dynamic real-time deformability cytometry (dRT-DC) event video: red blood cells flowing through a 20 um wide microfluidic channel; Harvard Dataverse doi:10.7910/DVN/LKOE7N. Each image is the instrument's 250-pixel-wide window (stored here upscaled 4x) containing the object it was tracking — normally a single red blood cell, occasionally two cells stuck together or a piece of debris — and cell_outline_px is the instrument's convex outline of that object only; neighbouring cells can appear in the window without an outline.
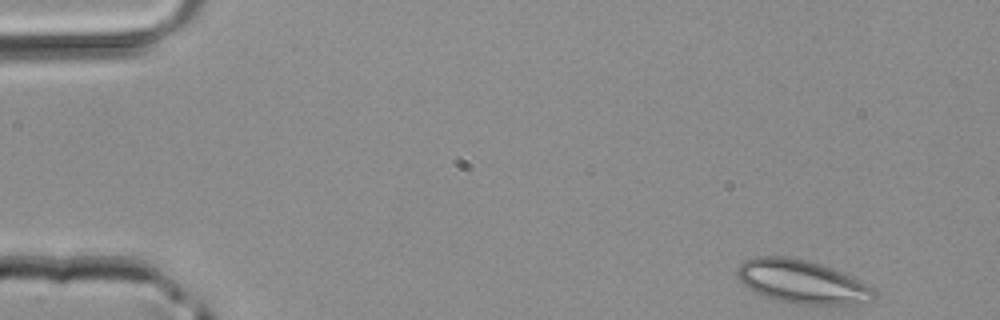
{"species": "common noctule bat (a hibernating species)", "species_latin": "Nyctalus noctula", "temperature_condition": "room temperature", "stored_images_in_passage": 5, "camera_frame_rate_fps": 3000, "um_per_image_px": 0.085, "animal": {"sex": "male", "body_mass_g": 20.4}, "frame": {"image": 1, "passage_image": 1, "time_ms": 0.0, "image_size_px": [1000, 320], "cell_outline_px": [[876, 296], [872, 300], [848, 304], [800, 304], [780, 300], [756, 292], [740, 284], [736, 272], [736, 268], [744, 260], [756, 256], [784, 256], [804, 260], [820, 264], [832, 268], [872, 288], [876, 292]], "centroid_in_image_um": [68.09, 23.93], "position_along_channel_um": 16.9, "area_um2": 33.93}}
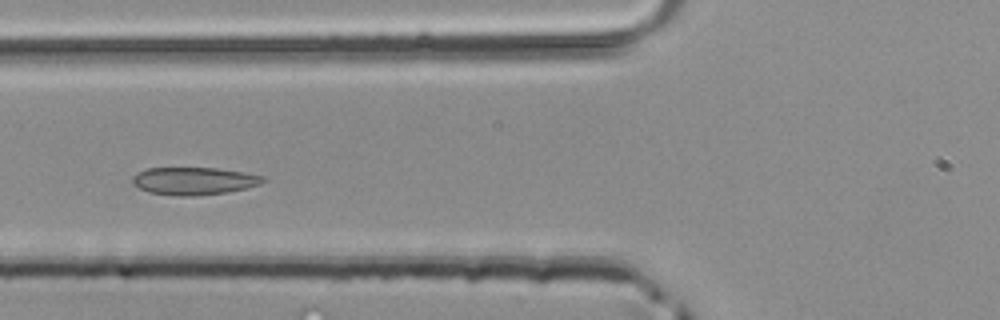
{"frame": {"image": 2, "passage_image": 5, "time_ms": 1.333, "image_size_px": [1000, 320], "cell_outline_px": [[268, 180], [260, 184], [228, 192], [192, 196], [176, 196], [148, 192], [132, 184], [132, 176], [148, 168], [216, 168], [244, 172], [264, 176]], "centroid_in_image_um": [16.5, 15.38], "position_along_channel_um": 109.3, "area_um2": 20.98}}